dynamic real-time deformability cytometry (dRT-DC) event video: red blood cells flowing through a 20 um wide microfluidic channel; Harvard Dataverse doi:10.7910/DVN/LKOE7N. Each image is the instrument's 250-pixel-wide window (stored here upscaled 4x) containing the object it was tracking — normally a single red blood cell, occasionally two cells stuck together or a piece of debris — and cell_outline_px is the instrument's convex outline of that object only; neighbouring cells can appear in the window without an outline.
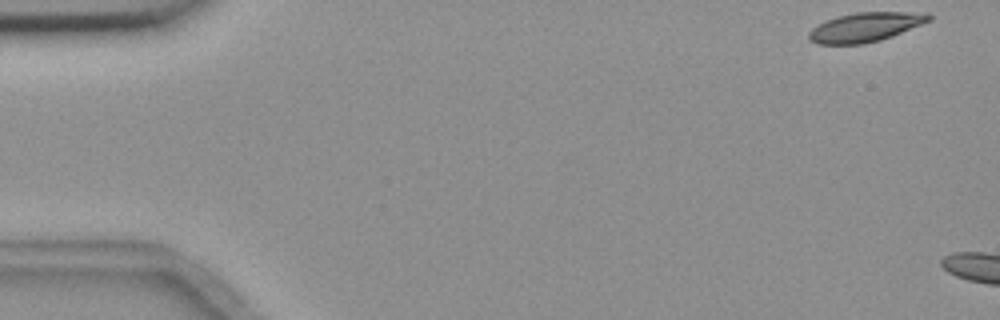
{"species": "common noctule bat (a hibernating species)", "species_latin": "Nyctalus noctula", "temperature_condition": "room temperature", "stored_images_in_passage": 3, "camera_frame_rate_fps": 3000, "um_per_image_px": 0.085, "animal": {"sex": "female", "body_mass_g": 18.4}, "frame": {"image": 1, "passage_image": 1, "time_ms": 0.0, "image_size_px": [1000, 320], "cell_outline_px": [[932, 20], [892, 36], [880, 40], [864, 44], [816, 44], [808, 40], [808, 32], [812, 28], [828, 20], [840, 16], [856, 12], [928, 12], [932, 16]], "centroid_in_image_um": [73.58, 2.31], "position_along_channel_um": 11.4, "area_um2": 20.46}}